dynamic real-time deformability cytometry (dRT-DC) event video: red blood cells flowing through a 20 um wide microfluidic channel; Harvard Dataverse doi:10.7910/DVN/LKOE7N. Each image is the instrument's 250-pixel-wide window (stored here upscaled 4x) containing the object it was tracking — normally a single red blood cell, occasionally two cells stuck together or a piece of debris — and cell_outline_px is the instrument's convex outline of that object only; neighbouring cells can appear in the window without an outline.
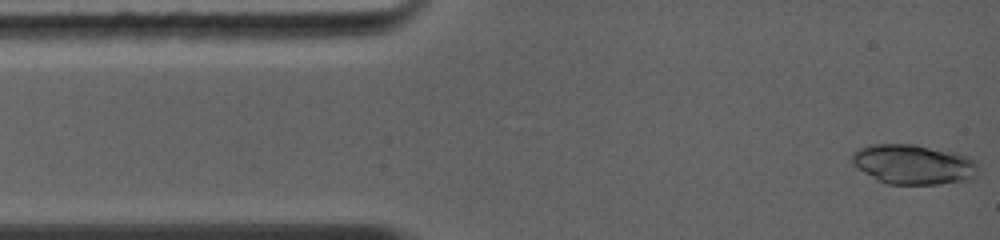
{"species": "common noctule bat (a hibernating species)", "species_latin": "Nyctalus noctula", "temperature_condition": "warm", "stored_images_in_passage": 8, "camera_frame_rate_fps": 5000, "um_per_image_px": 0.085, "animal": {"sex": "female", "body_mass_g": 19.0, "forearm_length_mm": 56.7}, "frame": {"image": 1, "passage_image": 1, "time_ms": 0.0, "image_size_px": [1000, 240], "cell_outline_px": [[976, 176], [968, 180], [940, 184], [888, 184], [876, 180], [852, 164], [852, 152], [856, 148], [872, 144], [916, 144], [972, 156], [976, 160]], "centroid_in_image_um": [77.63, 13.96], "position_along_channel_um": 7.4, "area_um2": 29.59}}
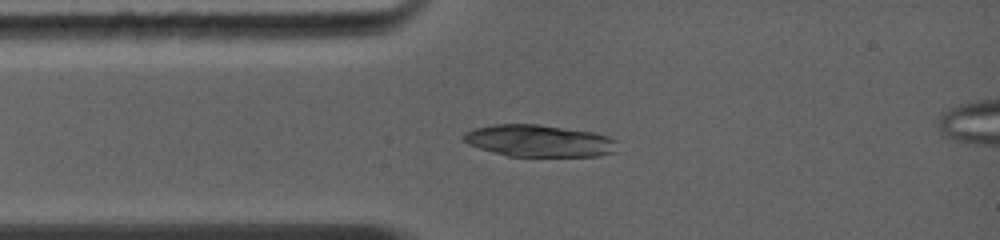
{"frame": {"image": 2, "passage_image": 8, "time_ms": 2.2, "image_size_px": [1000, 240], "cell_outline_px": [[616, 152], [600, 156], [508, 156], [480, 148], [468, 144], [464, 140], [464, 132], [476, 128], [492, 124], [540, 124], [596, 132], [608, 136], [616, 140]], "centroid_in_image_um": [45.87, 11.96], "position_along_channel_um": 39.1, "area_um2": 28.78}}